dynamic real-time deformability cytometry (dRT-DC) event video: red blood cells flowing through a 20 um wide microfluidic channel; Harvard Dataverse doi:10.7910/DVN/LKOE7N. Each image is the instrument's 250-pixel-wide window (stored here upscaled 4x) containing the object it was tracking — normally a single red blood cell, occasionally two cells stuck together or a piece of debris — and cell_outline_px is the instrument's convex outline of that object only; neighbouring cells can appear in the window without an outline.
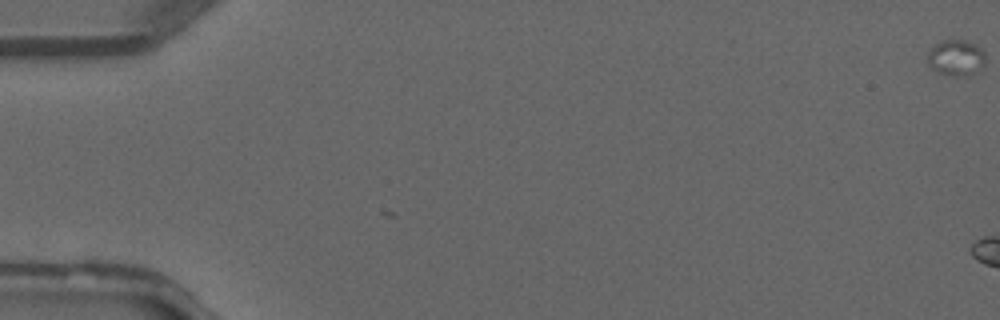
{"species": "common noctule bat (a hibernating species)", "species_latin": "Nyctalus noctula", "temperature_condition": "warm", "stored_images_in_passage": 5, "camera_frame_rate_fps": 3000, "um_per_image_px": 0.085, "animal": {"sex": "male", "forearm_length_mm": 52.5}, "frame": {"image": 1, "passage_image": 1, "time_ms": 0.0, "image_size_px": [1000, 320], "cell_outline_px": [[984, 64], [980, 68], [968, 76], [956, 76], [940, 72], [932, 68], [928, 64], [928, 48], [944, 40], [964, 40], [980, 48], [984, 52]], "centroid_in_image_um": [81.24, 4.9], "position_along_channel_um": 3.8, "area_um2": 11.85}}